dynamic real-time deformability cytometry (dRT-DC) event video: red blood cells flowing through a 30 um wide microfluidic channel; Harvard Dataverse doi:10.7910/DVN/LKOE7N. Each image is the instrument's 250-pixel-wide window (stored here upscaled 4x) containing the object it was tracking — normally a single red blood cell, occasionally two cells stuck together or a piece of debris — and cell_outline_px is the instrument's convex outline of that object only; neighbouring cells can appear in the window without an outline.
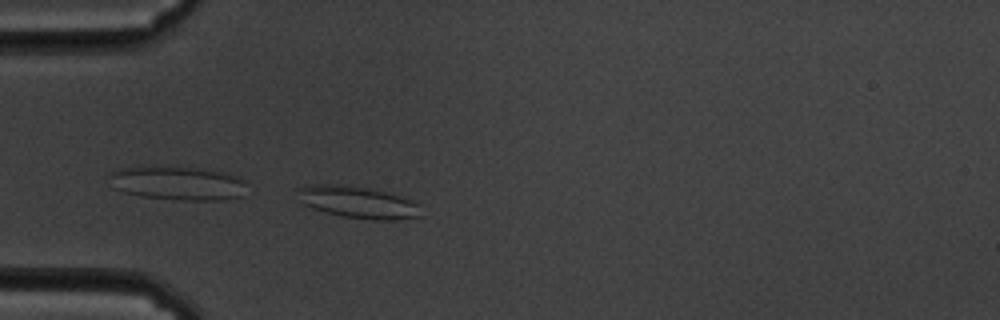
{"species": "common noctule bat (a hibernating species)", "species_latin": "Nyctalus noctula", "temperature_condition": "cold", "stored_images_in_passage": 14, "camera_frame_rate_fps": 3000, "um_per_image_px": 0.085, "animal": {"sex": "male", "body_mass_g": 19.5, "forearm_length_mm": 54.6}, "frame": {"image": 1, "passage_image": 14, "time_ms": 4.333, "image_size_px": [1000, 320], "cell_outline_px": [[420, 216], [396, 220], [372, 220], [344, 216], [312, 208], [304, 204], [296, 188], [312, 184], [324, 184], [368, 188], [408, 196], [420, 204]], "centroid_in_image_um": [30.53, 17.19], "position_along_channel_um": 54.5, "area_um2": 22.89}}